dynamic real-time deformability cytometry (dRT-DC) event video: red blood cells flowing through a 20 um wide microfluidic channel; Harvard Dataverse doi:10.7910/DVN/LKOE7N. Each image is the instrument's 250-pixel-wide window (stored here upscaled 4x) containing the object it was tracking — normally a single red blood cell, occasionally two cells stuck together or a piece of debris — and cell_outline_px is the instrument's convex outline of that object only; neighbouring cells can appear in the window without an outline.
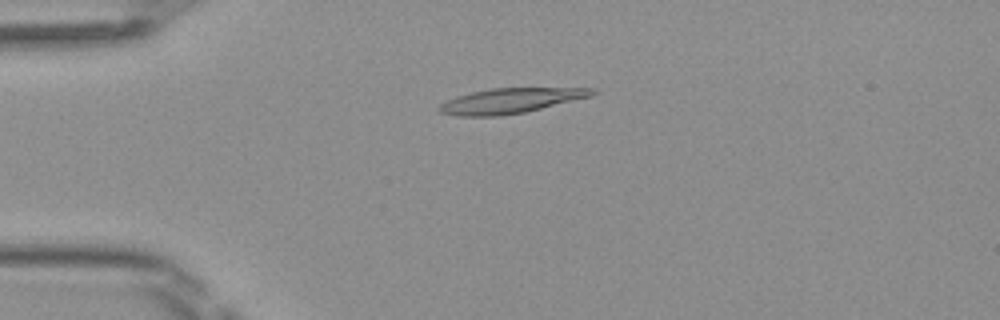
{"species": "Egyptian fruit bat (a non-hibernating species)", "species_latin": "Rousettus aegyptiacus", "temperature_condition": "room temperature", "stored_images_in_passage": 38, "camera_frame_rate_fps": 3000, "um_per_image_px": 0.085, "frame": {"image": 1, "passage_image": 1, "time_ms": 0.0, "image_size_px": [1000, 320], "cell_outline_px": [[600, 92], [592, 96], [524, 112], [500, 116], [460, 116], [440, 112], [436, 108], [440, 104], [456, 96], [472, 92], [492, 88], [596, 88]], "centroid_in_image_um": [43.42, 8.55], "position_along_channel_um": 41.6, "area_um2": 22.25}}
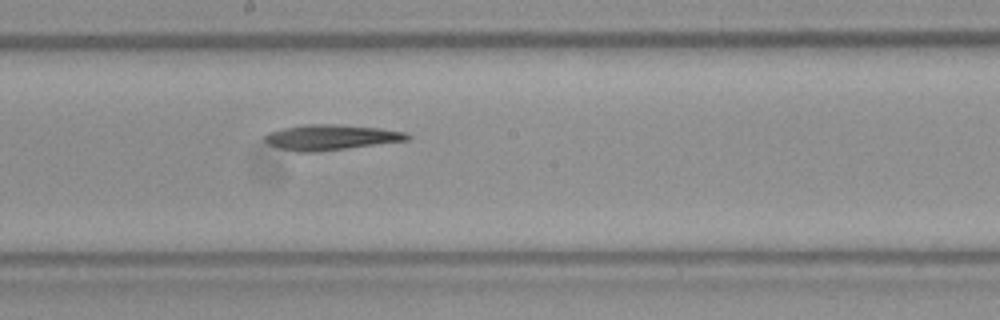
{"frame": {"image": 2, "passage_image": 16, "time_ms": 5.0, "image_size_px": [1000, 320], "cell_outline_px": [[412, 136], [408, 140], [316, 152], [296, 152], [280, 148], [268, 144], [264, 140], [264, 136], [268, 132], [284, 128], [308, 124], [336, 124], [380, 128], [404, 132]], "centroid_in_image_um": [28.1, 11.67], "position_along_channel_um": 220.1, "area_um2": 20.92}}
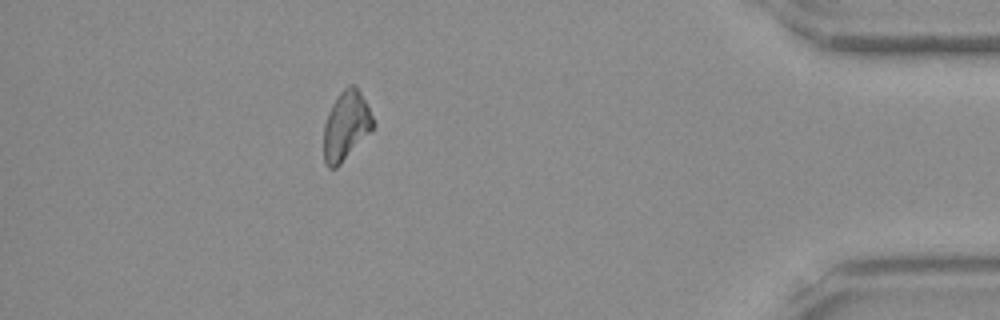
{"frame": {"image": 3, "passage_image": 33, "time_ms": 10.667, "image_size_px": [1000, 320], "cell_outline_px": [[372, 128], [340, 164], [336, 168], [328, 168], [324, 160], [324, 124], [328, 112], [332, 104], [340, 92], [348, 84], [356, 84], [372, 116]], "centroid_in_image_um": [29.37, 10.66], "position_along_channel_um": 405.8, "area_um2": 19.31}}